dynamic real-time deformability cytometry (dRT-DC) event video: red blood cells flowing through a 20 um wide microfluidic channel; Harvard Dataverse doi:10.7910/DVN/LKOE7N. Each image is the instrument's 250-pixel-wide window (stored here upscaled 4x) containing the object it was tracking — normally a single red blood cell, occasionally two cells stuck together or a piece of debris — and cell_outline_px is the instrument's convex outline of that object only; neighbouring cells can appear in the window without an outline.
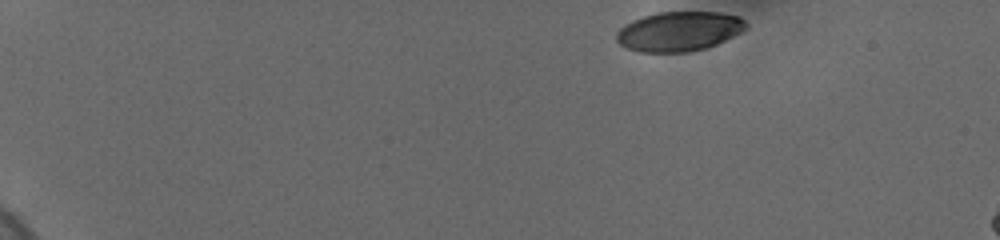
{"species": "human", "species_latin": "Homo sapiens", "temperature_condition": "cold", "stored_images_in_passage": 13, "camera_frame_rate_fps": 3000, "um_per_image_px": 0.085, "donor": {"sex": "female"}, "frame": {"image": 1, "passage_image": 1, "time_ms": 0.0, "image_size_px": [1000, 240], "cell_outline_px": [[744, 28], [740, 32], [716, 44], [704, 48], [688, 52], [640, 52], [628, 48], [620, 44], [616, 40], [616, 32], [624, 24], [632, 20], [644, 16], [660, 12], [720, 12], [740, 16], [744, 20]], "centroid_in_image_um": [57.67, 2.66], "position_along_channel_um": 27.3, "area_um2": 29.65}}